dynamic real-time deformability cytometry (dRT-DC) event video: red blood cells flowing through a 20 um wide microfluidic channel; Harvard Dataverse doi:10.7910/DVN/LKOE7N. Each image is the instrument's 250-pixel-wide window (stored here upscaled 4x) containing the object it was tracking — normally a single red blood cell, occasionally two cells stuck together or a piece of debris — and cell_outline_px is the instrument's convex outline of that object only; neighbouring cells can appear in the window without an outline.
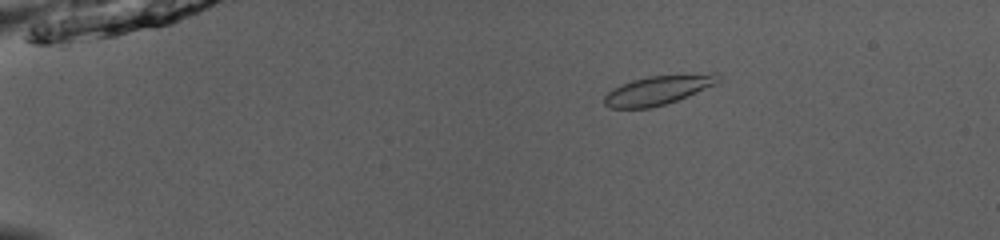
{"species": "common noctule bat (a hibernating species)", "species_latin": "Nyctalus noctula", "temperature_condition": "room temperature", "stored_images_in_passage": 53, "camera_frame_rate_fps": 3000, "um_per_image_px": 0.085, "animal": {"sex": "male", "body_mass_g": 13.0, "forearm_length_mm": 53.1}, "frame": {"image": 1, "passage_image": 11, "time_ms": 3.333, "image_size_px": [1000, 240], "cell_outline_px": [[720, 80], [716, 84], [676, 100], [664, 104], [648, 108], [612, 108], [604, 104], [604, 96], [612, 88], [620, 84], [632, 80], [648, 76], [712, 72], [716, 72]], "centroid_in_image_um": [55.93, 7.63], "position_along_channel_um": 29.1, "area_um2": 19.36}}
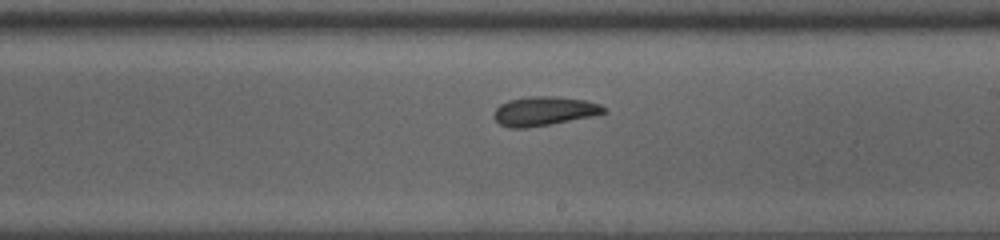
{"frame": {"image": 2, "passage_image": 33, "time_ms": 10.667, "image_size_px": [1000, 240], "cell_outline_px": [[608, 112], [592, 116], [552, 124], [524, 128], [508, 128], [500, 124], [496, 120], [496, 108], [500, 104], [508, 100], [532, 96], [556, 96], [584, 100], [600, 104], [608, 108]], "centroid_in_image_um": [46.3, 9.44], "position_along_channel_um": 242.7, "area_um2": 18.61}}
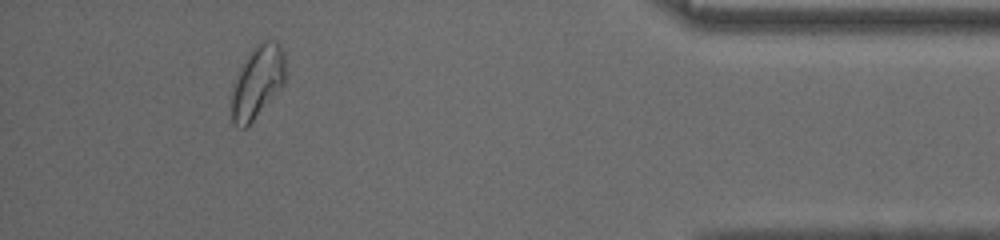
{"frame": {"image": 3, "passage_image": 49, "time_ms": 16.0, "image_size_px": [1000, 240], "cell_outline_px": [[288, 72], [284, 84], [252, 120], [244, 128], [240, 128], [232, 124], [232, 80], [252, 48], [256, 44], [264, 40], [276, 40], [280, 44], [284, 52]], "centroid_in_image_um": [21.9, 6.89], "position_along_channel_um": 413.3, "area_um2": 23.12}, "authors_computed_cell_mechanics": {"area_um2": 19.363, "velocity_mm_per_s": 3.9685, "shape_relaxation_time_tau1_ms": 3.96, "shape_relaxation_time_tau2_ms": 4.2019, "deformation_change_tau1": 0.1156, "deformation_change_tau2": 0.0631}}